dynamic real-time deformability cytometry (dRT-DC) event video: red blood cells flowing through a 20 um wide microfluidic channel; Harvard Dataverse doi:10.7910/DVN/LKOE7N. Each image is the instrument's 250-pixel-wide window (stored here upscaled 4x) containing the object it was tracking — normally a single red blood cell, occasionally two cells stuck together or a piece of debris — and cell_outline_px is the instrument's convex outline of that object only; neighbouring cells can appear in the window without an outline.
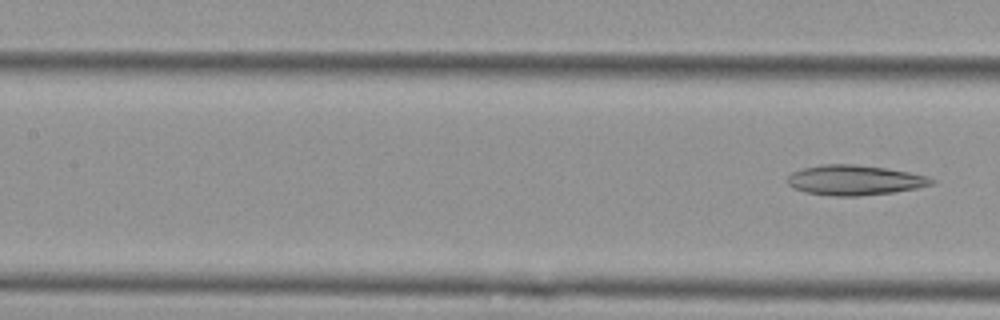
{"species": "Egyptian fruit bat (a non-hibernating species)", "species_latin": "Rousettus aegyptiacus", "temperature_condition": "cold", "stored_images_in_passage": 6, "camera_frame_rate_fps": 3000, "um_per_image_px": 0.085, "animal": {"sex": "female"}, "frame": {"image": 1, "passage_image": 6, "time_ms": 1.667, "image_size_px": [1000, 320], "cell_outline_px": [[936, 180], [932, 184], [916, 188], [892, 192], [860, 196], [832, 196], [804, 192], [792, 188], [788, 184], [788, 176], [792, 172], [804, 168], [820, 164], [852, 164], [884, 168], [908, 172], [924, 176]], "centroid_in_image_um": [72.58, 15.32], "position_along_channel_um": 134.8, "area_um2": 25.03}}